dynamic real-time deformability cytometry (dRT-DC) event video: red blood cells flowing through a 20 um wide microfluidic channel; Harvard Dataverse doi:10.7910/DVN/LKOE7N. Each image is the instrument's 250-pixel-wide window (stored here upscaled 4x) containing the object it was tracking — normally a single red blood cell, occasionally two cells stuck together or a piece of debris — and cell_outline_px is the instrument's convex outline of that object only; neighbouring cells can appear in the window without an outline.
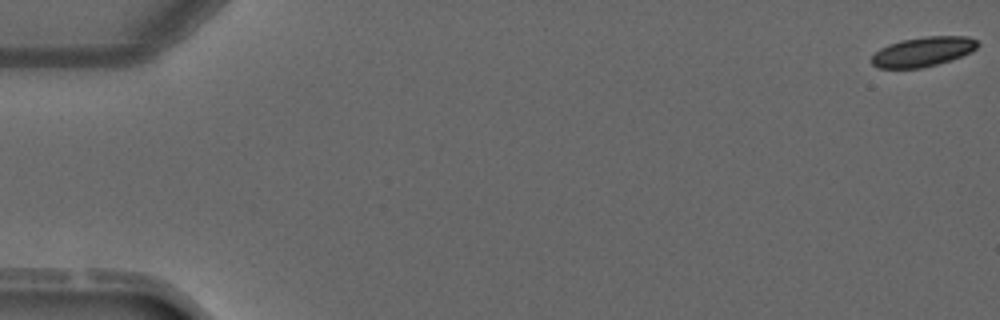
{"species": "common noctule bat (a hibernating species)", "species_latin": "Nyctalus noctula", "temperature_condition": "warm", "stored_images_in_passage": 3, "camera_frame_rate_fps": 3000, "um_per_image_px": 0.085, "animal": {"sex": "male", "forearm_length_mm": 52.5}, "frame": {"image": 1, "passage_image": 1, "time_ms": 0.0, "image_size_px": [1000, 320], "cell_outline_px": [[980, 44], [976, 48], [960, 56], [936, 64], [920, 68], [880, 68], [872, 64], [872, 56], [880, 48], [888, 44], [900, 40], [924, 36], [968, 36], [976, 40]], "centroid_in_image_um": [78.42, 4.37], "position_along_channel_um": 6.6, "area_um2": 18.09}}